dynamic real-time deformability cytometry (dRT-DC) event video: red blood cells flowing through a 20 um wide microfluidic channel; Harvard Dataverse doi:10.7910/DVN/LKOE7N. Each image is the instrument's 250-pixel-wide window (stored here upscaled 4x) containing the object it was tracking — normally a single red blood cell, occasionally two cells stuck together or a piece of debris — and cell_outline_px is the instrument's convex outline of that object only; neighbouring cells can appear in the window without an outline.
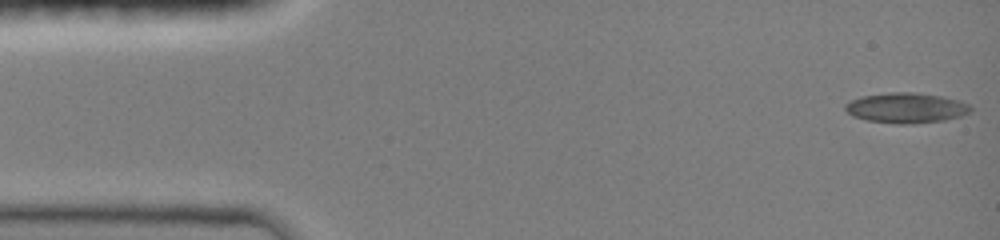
{"species": "common noctule bat (a hibernating species)", "species_latin": "Nyctalus noctula", "temperature_condition": "room temperature", "stored_images_in_passage": 47, "camera_frame_rate_fps": 3000, "um_per_image_px": 0.085, "animal": {"sex": "female", "body_mass_g": 19.0, "forearm_length_mm": 51.5}, "frame": {"image": 1, "passage_image": 1, "time_ms": 0.0, "image_size_px": [1000, 240], "cell_outline_px": [[972, 108], [968, 112], [960, 116], [944, 120], [912, 124], [900, 124], [868, 120], [852, 116], [844, 108], [844, 104], [860, 96], [888, 92], [912, 92], [940, 96], [956, 100], [968, 104]], "centroid_in_image_um": [76.98, 9.17], "position_along_channel_um": 8.0, "area_um2": 21.91}}
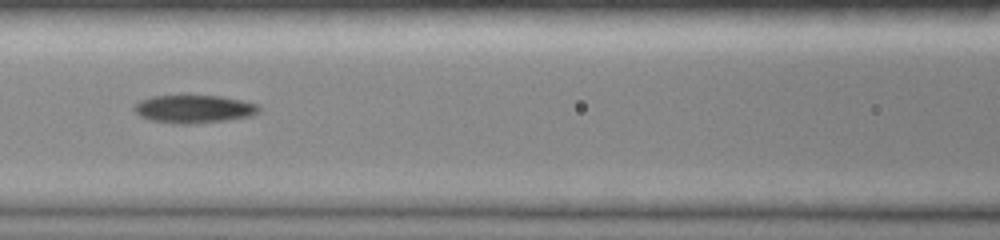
{"frame": {"image": 2, "passage_image": 20, "time_ms": 6.333, "image_size_px": [1000, 240], "cell_outline_px": [[260, 108], [252, 116], [228, 120], [196, 124], [176, 124], [152, 120], [140, 116], [132, 108], [140, 100], [152, 96], [220, 96], [240, 100], [256, 104]], "centroid_in_image_um": [16.46, 9.28], "position_along_channel_um": 150.1, "area_um2": 20.23}}
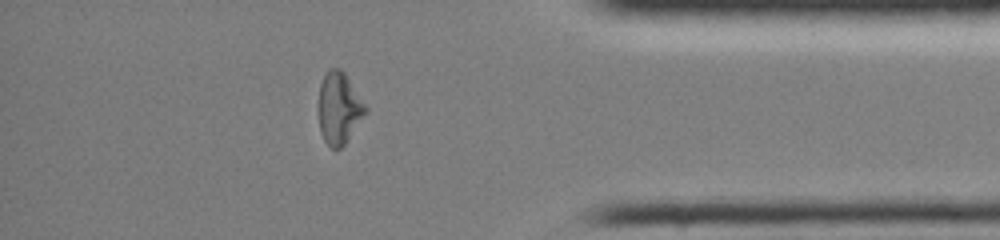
{"frame": {"image": 3, "passage_image": 40, "time_ms": 13.0, "image_size_px": [1000, 240], "cell_outline_px": [[368, 112], [344, 144], [340, 148], [332, 148], [324, 140], [320, 132], [320, 84], [328, 68], [340, 68], [344, 72], [368, 108]], "centroid_in_image_um": [28.85, 9.18], "position_along_channel_um": 406.4, "area_um2": 19.31}, "authors_computed_cell_mechanics": {"area_um2": 20.5768, "velocity_mm_per_s": 4.0669, "shape_relaxation_time_tau1_ms": 7.247, "shape_relaxation_time_tau2_ms": 4.8775, "deformation_change_tau1": 0.2384, "deformation_change_tau2": 0.1367}}